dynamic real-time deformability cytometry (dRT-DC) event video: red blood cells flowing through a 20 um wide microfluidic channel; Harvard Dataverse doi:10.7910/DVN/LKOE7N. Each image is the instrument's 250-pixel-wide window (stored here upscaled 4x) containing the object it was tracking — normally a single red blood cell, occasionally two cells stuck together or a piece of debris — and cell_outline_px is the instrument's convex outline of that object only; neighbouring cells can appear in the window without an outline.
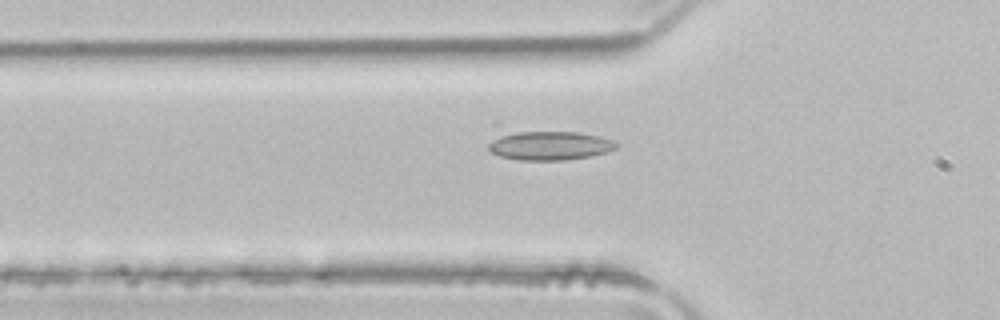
{"species": "common noctule bat (a hibernating species)", "species_latin": "Nyctalus noctula", "temperature_condition": "room temperature", "stored_images_in_passage": 45, "camera_frame_rate_fps": 3000, "um_per_image_px": 0.085, "animal": {"sex": "male", "body_mass_g": 21.5, "forearm_length_mm": 52.0}, "frame": {"image": 1, "passage_image": 12, "time_ms": 3.667, "image_size_px": [1000, 320], "cell_outline_px": [[620, 144], [616, 148], [608, 152], [592, 156], [564, 160], [520, 160], [500, 156], [492, 152], [488, 148], [488, 144], [492, 140], [500, 136], [516, 132], [576, 132], [600, 136], [612, 140]], "centroid_in_image_um": [46.78, 12.39], "position_along_channel_um": 79.0, "area_um2": 21.39}}
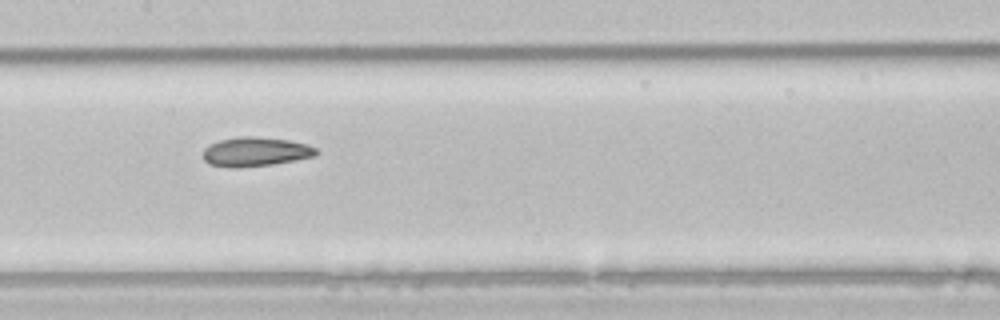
{"frame": {"image": 2, "passage_image": 20, "time_ms": 6.333, "image_size_px": [1000, 320], "cell_outline_px": [[320, 152], [316, 156], [296, 160], [272, 164], [208, 164], [204, 160], [204, 148], [208, 144], [220, 140], [240, 136], [256, 136], [288, 140], [308, 144], [316, 148]], "centroid_in_image_um": [21.81, 12.83], "position_along_channel_um": 185.6, "area_um2": 18.5}}
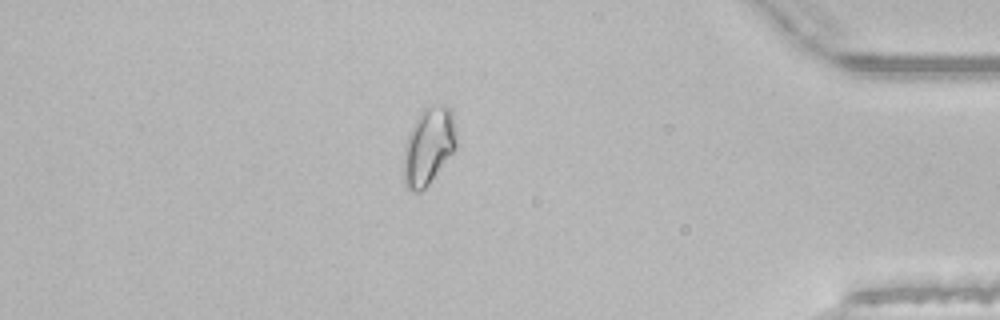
{"frame": {"image": 3, "passage_image": 39, "time_ms": 12.667, "image_size_px": [1000, 320], "cell_outline_px": [[456, 148], [428, 184], [420, 192], [412, 192], [404, 184], [404, 148], [408, 136], [420, 112], [424, 108], [432, 104], [444, 104], [452, 108], [456, 128]], "centroid_in_image_um": [36.45, 12.38], "position_along_channel_um": 398.7, "area_um2": 23.7}}